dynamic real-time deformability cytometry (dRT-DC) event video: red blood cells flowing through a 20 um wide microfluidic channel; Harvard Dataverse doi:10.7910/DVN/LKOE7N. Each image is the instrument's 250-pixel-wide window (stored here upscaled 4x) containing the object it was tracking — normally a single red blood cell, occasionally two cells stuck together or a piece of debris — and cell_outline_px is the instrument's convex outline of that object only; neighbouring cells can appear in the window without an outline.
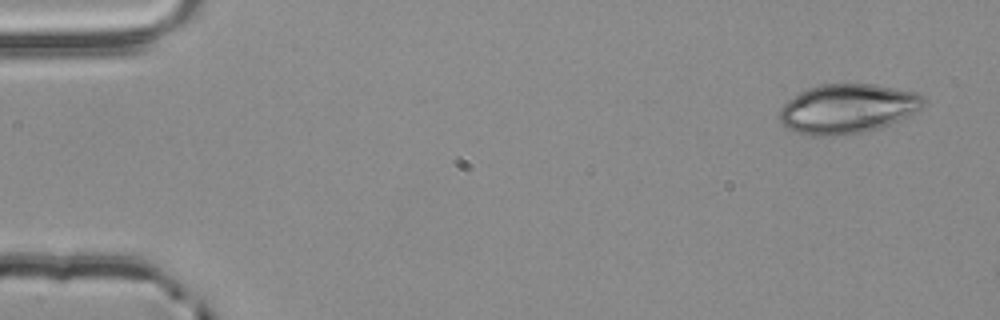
{"species": "common noctule bat (a hibernating species)", "species_latin": "Nyctalus noctula", "temperature_condition": "room temperature", "stored_images_in_passage": 4, "camera_frame_rate_fps": 3000, "um_per_image_px": 0.085, "animal": {"sex": "male", "body_mass_g": 20.4}, "frame": {"image": 1, "passage_image": 1, "time_ms": 0.0, "image_size_px": [1000, 320], "cell_outline_px": [[924, 108], [900, 120], [864, 132], [836, 136], [808, 136], [784, 128], [780, 120], [780, 108], [788, 100], [800, 92], [808, 88], [820, 84], [872, 84], [916, 92], [924, 100]], "centroid_in_image_um": [72.01, 9.25], "position_along_channel_um": 13.0, "area_um2": 41.56}}